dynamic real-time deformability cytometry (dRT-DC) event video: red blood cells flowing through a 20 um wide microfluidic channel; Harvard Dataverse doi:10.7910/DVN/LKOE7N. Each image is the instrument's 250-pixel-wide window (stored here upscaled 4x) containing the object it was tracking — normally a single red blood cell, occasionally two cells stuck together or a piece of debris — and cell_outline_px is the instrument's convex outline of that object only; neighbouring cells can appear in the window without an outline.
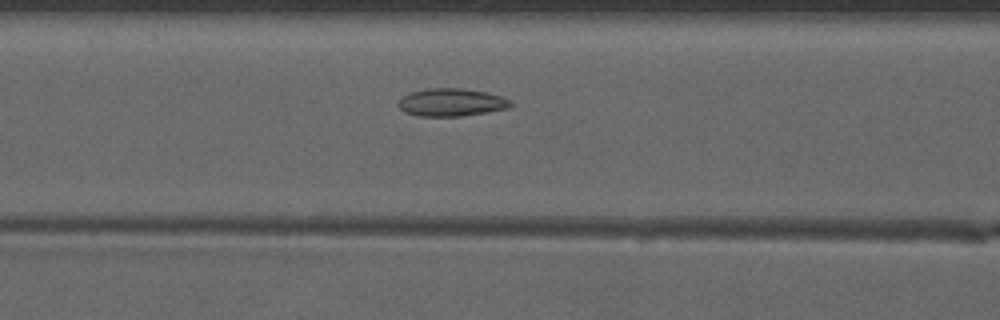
{"species": "common noctule bat (a hibernating species)", "species_latin": "Nyctalus noctula", "temperature_condition": "warm", "stored_images_in_passage": 47, "camera_frame_rate_fps": 3000, "um_per_image_px": 0.085, "animal": {"sex": "male", "forearm_length_mm": 52.5}, "frame": {"image": 1, "passage_image": 19, "time_ms": 6.0, "image_size_px": [1000, 320], "cell_outline_px": [[512, 104], [508, 108], [460, 116], [416, 116], [404, 112], [396, 104], [404, 96], [412, 92], [428, 88], [464, 88], [484, 92], [500, 96], [512, 100]], "centroid_in_image_um": [38.34, 8.7], "position_along_channel_um": 128.3, "area_um2": 18.03}}
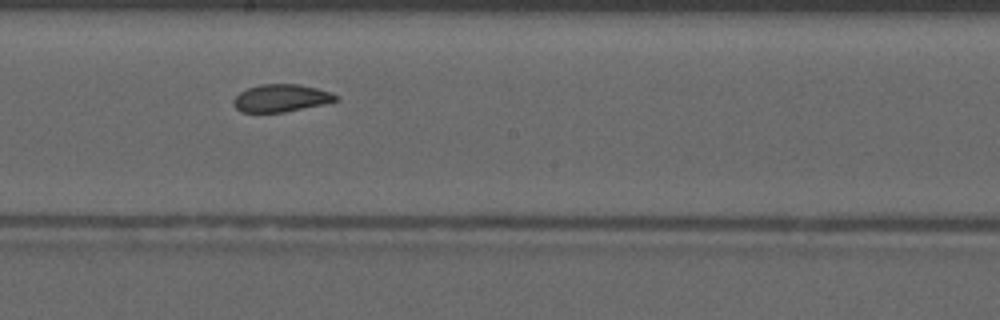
{"frame": {"image": 2, "passage_image": 26, "time_ms": 8.333, "image_size_px": [1000, 320], "cell_outline_px": [[340, 100], [324, 104], [284, 112], [240, 112], [236, 108], [232, 100], [240, 92], [248, 88], [260, 84], [300, 84], [332, 92]], "centroid_in_image_um": [23.9, 8.33], "position_along_channel_um": 224.3, "area_um2": 16.42}}
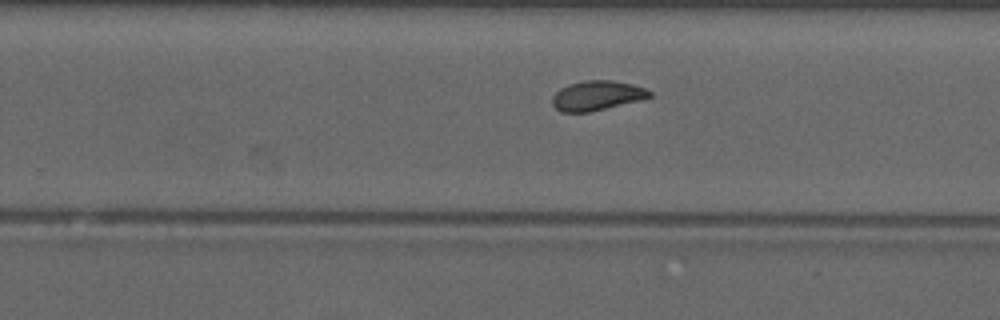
{"frame": {"image": 3, "passage_image": 30, "time_ms": 9.667, "image_size_px": [1000, 320], "cell_outline_px": [[652, 96], [588, 112], [560, 112], [552, 104], [552, 96], [560, 88], [568, 84], [584, 80], [612, 80], [632, 84], [644, 88], [652, 92]], "centroid_in_image_um": [50.68, 8.11], "position_along_channel_um": 279.1, "area_um2": 16.53}, "authors_computed_cell_mechanics": {"area_um2": 17.5712, "velocity_mm_per_s": 4.1243, "shape_relaxation_time_tau1_ms": null, "shape_relaxation_time_tau2_ms": 1.51, "deformation_change_tau1": null, "deformation_change_tau2": 0.0803}}